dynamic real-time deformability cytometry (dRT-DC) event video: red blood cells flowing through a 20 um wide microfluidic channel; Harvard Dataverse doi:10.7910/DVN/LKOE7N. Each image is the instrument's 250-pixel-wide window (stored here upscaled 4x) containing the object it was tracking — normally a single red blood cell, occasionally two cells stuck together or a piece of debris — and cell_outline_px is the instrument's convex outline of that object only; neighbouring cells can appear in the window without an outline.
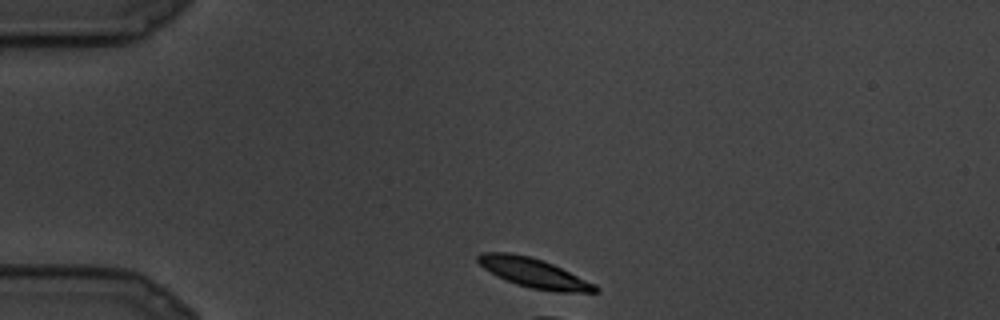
{"species": "common noctule bat (a hibernating species)", "species_latin": "Nyctalus noctula", "temperature_condition": "cold", "stored_images_in_passage": 15, "camera_frame_rate_fps": 3000, "um_per_image_px": 0.085, "animal": {"sex": "male", "body_mass_g": 19.5, "forearm_length_mm": 54.6}, "frame": {"image": 1, "passage_image": 1, "time_ms": 0.0, "image_size_px": [1000, 320], "cell_outline_px": [[600, 292], [556, 292], [532, 288], [516, 284], [484, 268], [476, 260], [476, 256], [480, 252], [508, 252], [528, 256], [552, 264], [596, 284], [600, 288]], "centroid_in_image_um": [45.4, 23.2], "position_along_channel_um": 39.6, "area_um2": 19.77}}
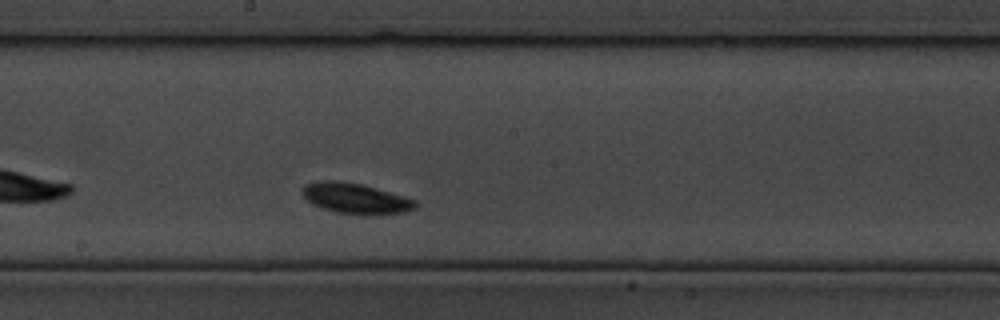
{"frame": {"image": 2, "passage_image": 11, "time_ms": 3.333, "image_size_px": [1000, 320], "cell_outline_px": [[416, 208], [404, 212], [364, 216], [336, 212], [312, 204], [304, 196], [304, 184], [320, 180], [336, 180], [360, 184], [376, 188], [416, 200]], "centroid_in_image_um": [30.23, 16.87], "position_along_channel_um": 218.0, "area_um2": 20.0}}
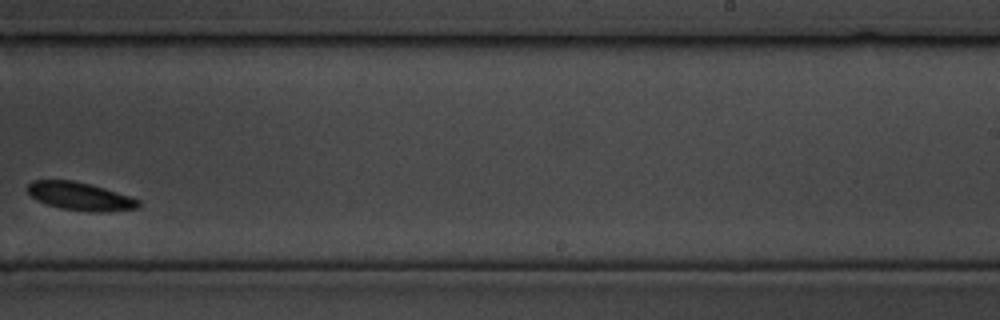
{"frame": {"image": 3, "passage_image": 14, "time_ms": 4.333, "image_size_px": [1000, 320], "cell_outline_px": [[140, 204], [136, 208], [100, 212], [92, 212], [60, 208], [48, 204], [32, 196], [28, 192], [28, 184], [32, 180], [72, 180], [92, 184], [140, 200]], "centroid_in_image_um": [6.8, 16.67], "position_along_channel_um": 282.2, "area_um2": 17.8}}